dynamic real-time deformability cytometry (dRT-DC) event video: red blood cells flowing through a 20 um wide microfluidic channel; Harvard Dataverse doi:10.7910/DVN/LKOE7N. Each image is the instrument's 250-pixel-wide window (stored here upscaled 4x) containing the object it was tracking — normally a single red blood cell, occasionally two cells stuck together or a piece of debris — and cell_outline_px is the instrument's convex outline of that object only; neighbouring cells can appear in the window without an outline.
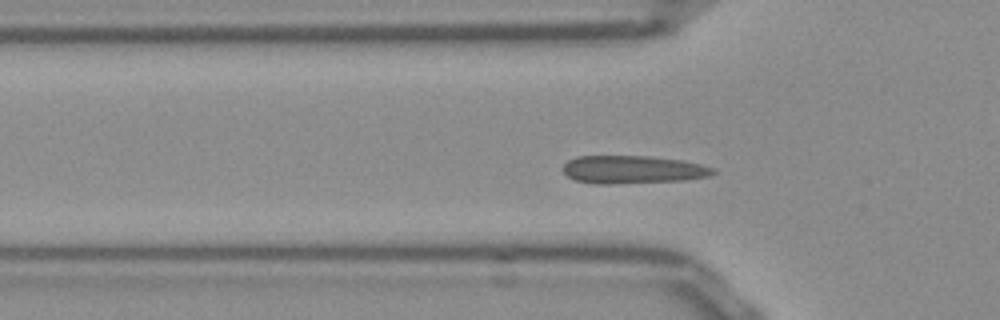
{"species": "Egyptian fruit bat (a non-hibernating species)", "species_latin": "Rousettus aegyptiacus", "temperature_condition": "room temperature", "stored_images_in_passage": 41, "camera_frame_rate_fps": 3000, "um_per_image_px": 0.085, "frame": {"image": 1, "passage_image": 4, "time_ms": 1.0, "image_size_px": [1000, 320], "cell_outline_px": [[716, 172], [708, 176], [684, 180], [612, 184], [592, 184], [576, 180], [568, 176], [564, 172], [564, 164], [568, 160], [576, 156], [648, 156], [680, 160], [700, 164], [716, 168]], "centroid_in_image_um": [53.78, 14.42], "position_along_channel_um": 72.0, "area_um2": 24.45}}
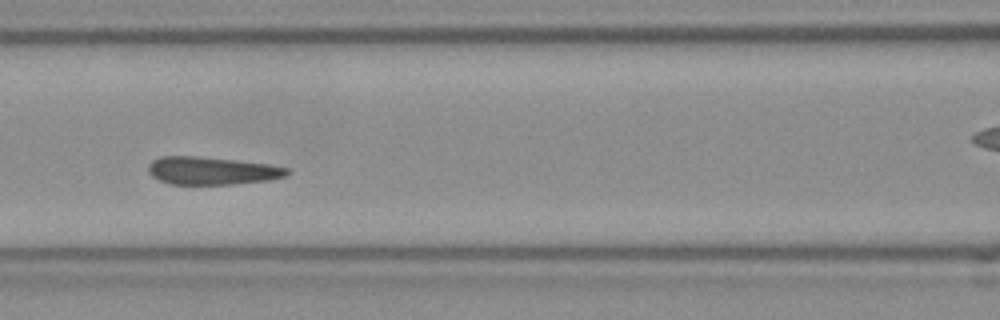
{"frame": {"image": 2, "passage_image": 10, "time_ms": 3.0, "image_size_px": [1000, 320], "cell_outline_px": [[292, 172], [288, 176], [268, 180], [232, 184], [172, 184], [160, 180], [152, 176], [148, 172], [148, 164], [152, 160], [160, 156], [196, 156], [236, 160], [268, 164], [288, 168]], "centroid_in_image_um": [18.02, 14.5], "position_along_channel_um": 148.6, "area_um2": 22.54}}
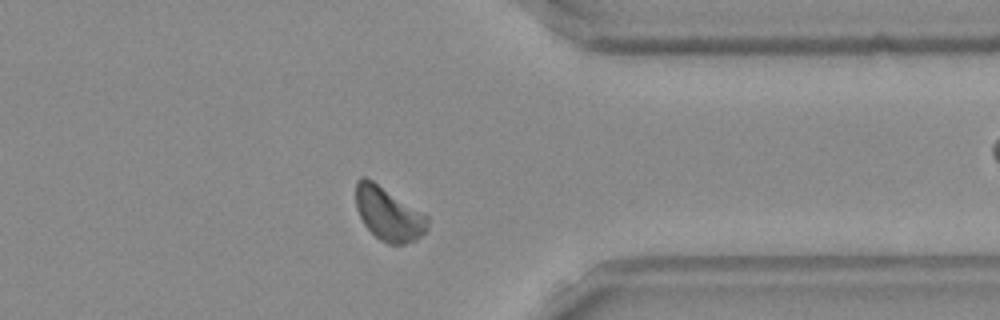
{"frame": {"image": 3, "passage_image": 29, "time_ms": 9.333, "image_size_px": [1000, 320], "cell_outline_px": [[428, 228], [416, 240], [404, 244], [388, 244], [380, 240], [364, 224], [356, 208], [356, 180], [360, 176], [364, 176], [372, 180], [428, 216]], "centroid_in_image_um": [33.01, 18.18], "position_along_channel_um": 378.4, "area_um2": 22.14}, "authors_computed_cell_mechanics": {"area_um2": 22.1374, "velocity_mm_per_s": 3.7812, "shape_relaxation_time_tau1_ms": 5.9701, "shape_relaxation_time_tau2_ms": null, "deformation_change_tau1": 0.1017, "deformation_change_tau2": null}}